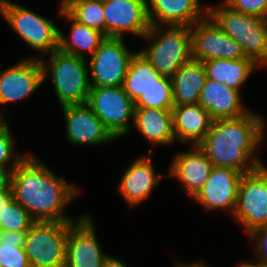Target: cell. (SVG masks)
<instances>
[{
    "label": "cell",
    "instance_id": "cell-21",
    "mask_svg": "<svg viewBox=\"0 0 267 267\" xmlns=\"http://www.w3.org/2000/svg\"><path fill=\"white\" fill-rule=\"evenodd\" d=\"M171 111L175 139L183 143L192 140L198 145L212 123L209 113L200 104L174 106Z\"/></svg>",
    "mask_w": 267,
    "mask_h": 267
},
{
    "label": "cell",
    "instance_id": "cell-32",
    "mask_svg": "<svg viewBox=\"0 0 267 267\" xmlns=\"http://www.w3.org/2000/svg\"><path fill=\"white\" fill-rule=\"evenodd\" d=\"M9 127L2 118L0 119V167H5L11 153L13 152V142Z\"/></svg>",
    "mask_w": 267,
    "mask_h": 267
},
{
    "label": "cell",
    "instance_id": "cell-25",
    "mask_svg": "<svg viewBox=\"0 0 267 267\" xmlns=\"http://www.w3.org/2000/svg\"><path fill=\"white\" fill-rule=\"evenodd\" d=\"M207 78L213 81L226 84L229 88L239 91L257 65L250 58L236 60L215 59L203 62Z\"/></svg>",
    "mask_w": 267,
    "mask_h": 267
},
{
    "label": "cell",
    "instance_id": "cell-12",
    "mask_svg": "<svg viewBox=\"0 0 267 267\" xmlns=\"http://www.w3.org/2000/svg\"><path fill=\"white\" fill-rule=\"evenodd\" d=\"M147 0H105L103 2L106 37H122L132 32L144 37L150 29Z\"/></svg>",
    "mask_w": 267,
    "mask_h": 267
},
{
    "label": "cell",
    "instance_id": "cell-17",
    "mask_svg": "<svg viewBox=\"0 0 267 267\" xmlns=\"http://www.w3.org/2000/svg\"><path fill=\"white\" fill-rule=\"evenodd\" d=\"M67 138L72 144H99L115 139L86 104L62 106Z\"/></svg>",
    "mask_w": 267,
    "mask_h": 267
},
{
    "label": "cell",
    "instance_id": "cell-18",
    "mask_svg": "<svg viewBox=\"0 0 267 267\" xmlns=\"http://www.w3.org/2000/svg\"><path fill=\"white\" fill-rule=\"evenodd\" d=\"M198 104L212 120L233 119L248 113L241 105L239 91L208 78L199 94Z\"/></svg>",
    "mask_w": 267,
    "mask_h": 267
},
{
    "label": "cell",
    "instance_id": "cell-37",
    "mask_svg": "<svg viewBox=\"0 0 267 267\" xmlns=\"http://www.w3.org/2000/svg\"><path fill=\"white\" fill-rule=\"evenodd\" d=\"M95 1L104 2L105 0H63L62 4H77L82 2H95Z\"/></svg>",
    "mask_w": 267,
    "mask_h": 267
},
{
    "label": "cell",
    "instance_id": "cell-5",
    "mask_svg": "<svg viewBox=\"0 0 267 267\" xmlns=\"http://www.w3.org/2000/svg\"><path fill=\"white\" fill-rule=\"evenodd\" d=\"M51 79L61 107L84 104L90 92L85 58L55 50L51 52Z\"/></svg>",
    "mask_w": 267,
    "mask_h": 267
},
{
    "label": "cell",
    "instance_id": "cell-11",
    "mask_svg": "<svg viewBox=\"0 0 267 267\" xmlns=\"http://www.w3.org/2000/svg\"><path fill=\"white\" fill-rule=\"evenodd\" d=\"M195 26L190 27L191 59L204 62L247 58L240 44L223 32L208 15Z\"/></svg>",
    "mask_w": 267,
    "mask_h": 267
},
{
    "label": "cell",
    "instance_id": "cell-34",
    "mask_svg": "<svg viewBox=\"0 0 267 267\" xmlns=\"http://www.w3.org/2000/svg\"><path fill=\"white\" fill-rule=\"evenodd\" d=\"M25 157L17 156L15 161L12 163L11 170L6 171V168L0 167V191L1 190H11V178L12 171Z\"/></svg>",
    "mask_w": 267,
    "mask_h": 267
},
{
    "label": "cell",
    "instance_id": "cell-3",
    "mask_svg": "<svg viewBox=\"0 0 267 267\" xmlns=\"http://www.w3.org/2000/svg\"><path fill=\"white\" fill-rule=\"evenodd\" d=\"M207 13L223 32L240 44L245 57L256 64H267V19L233 10L225 2L218 8L207 7Z\"/></svg>",
    "mask_w": 267,
    "mask_h": 267
},
{
    "label": "cell",
    "instance_id": "cell-2",
    "mask_svg": "<svg viewBox=\"0 0 267 267\" xmlns=\"http://www.w3.org/2000/svg\"><path fill=\"white\" fill-rule=\"evenodd\" d=\"M263 126L262 119L251 112L238 118L212 120L205 138L197 146L214 167L246 174L263 165L254 158L244 168L262 139Z\"/></svg>",
    "mask_w": 267,
    "mask_h": 267
},
{
    "label": "cell",
    "instance_id": "cell-28",
    "mask_svg": "<svg viewBox=\"0 0 267 267\" xmlns=\"http://www.w3.org/2000/svg\"><path fill=\"white\" fill-rule=\"evenodd\" d=\"M61 10L66 11L78 23L97 30L106 36L103 2L62 4Z\"/></svg>",
    "mask_w": 267,
    "mask_h": 267
},
{
    "label": "cell",
    "instance_id": "cell-4",
    "mask_svg": "<svg viewBox=\"0 0 267 267\" xmlns=\"http://www.w3.org/2000/svg\"><path fill=\"white\" fill-rule=\"evenodd\" d=\"M71 222L36 221L23 245L31 267H65Z\"/></svg>",
    "mask_w": 267,
    "mask_h": 267
},
{
    "label": "cell",
    "instance_id": "cell-36",
    "mask_svg": "<svg viewBox=\"0 0 267 267\" xmlns=\"http://www.w3.org/2000/svg\"><path fill=\"white\" fill-rule=\"evenodd\" d=\"M101 267H127L125 264H123L120 260H116L113 257L107 256Z\"/></svg>",
    "mask_w": 267,
    "mask_h": 267
},
{
    "label": "cell",
    "instance_id": "cell-14",
    "mask_svg": "<svg viewBox=\"0 0 267 267\" xmlns=\"http://www.w3.org/2000/svg\"><path fill=\"white\" fill-rule=\"evenodd\" d=\"M147 3L148 19L150 22V29L144 36L151 40L159 37L161 29L156 23L162 22L169 26H188L203 20V16H207V8L200 10L199 0H149ZM151 5V8L149 7ZM153 10V11H152ZM204 12V13H203ZM206 14V15H204ZM154 18H157L156 20Z\"/></svg>",
    "mask_w": 267,
    "mask_h": 267
},
{
    "label": "cell",
    "instance_id": "cell-10",
    "mask_svg": "<svg viewBox=\"0 0 267 267\" xmlns=\"http://www.w3.org/2000/svg\"><path fill=\"white\" fill-rule=\"evenodd\" d=\"M131 54L122 37H106L89 60L91 87L122 86L129 68Z\"/></svg>",
    "mask_w": 267,
    "mask_h": 267
},
{
    "label": "cell",
    "instance_id": "cell-39",
    "mask_svg": "<svg viewBox=\"0 0 267 267\" xmlns=\"http://www.w3.org/2000/svg\"><path fill=\"white\" fill-rule=\"evenodd\" d=\"M177 267H206V266H204L202 263L200 264V263H198V264H192V265H189V266H184V265H182V264H178V266Z\"/></svg>",
    "mask_w": 267,
    "mask_h": 267
},
{
    "label": "cell",
    "instance_id": "cell-8",
    "mask_svg": "<svg viewBox=\"0 0 267 267\" xmlns=\"http://www.w3.org/2000/svg\"><path fill=\"white\" fill-rule=\"evenodd\" d=\"M233 216L247 233L267 225V168L264 165L241 177Z\"/></svg>",
    "mask_w": 267,
    "mask_h": 267
},
{
    "label": "cell",
    "instance_id": "cell-1",
    "mask_svg": "<svg viewBox=\"0 0 267 267\" xmlns=\"http://www.w3.org/2000/svg\"><path fill=\"white\" fill-rule=\"evenodd\" d=\"M12 198L35 221H74L63 215V207L77 189L59 179L33 156H26L12 171Z\"/></svg>",
    "mask_w": 267,
    "mask_h": 267
},
{
    "label": "cell",
    "instance_id": "cell-6",
    "mask_svg": "<svg viewBox=\"0 0 267 267\" xmlns=\"http://www.w3.org/2000/svg\"><path fill=\"white\" fill-rule=\"evenodd\" d=\"M0 12L33 49L46 53L58 50L60 30L54 26L53 21L8 0H0Z\"/></svg>",
    "mask_w": 267,
    "mask_h": 267
},
{
    "label": "cell",
    "instance_id": "cell-29",
    "mask_svg": "<svg viewBox=\"0 0 267 267\" xmlns=\"http://www.w3.org/2000/svg\"><path fill=\"white\" fill-rule=\"evenodd\" d=\"M36 221L17 201L11 198L0 213V231L27 232Z\"/></svg>",
    "mask_w": 267,
    "mask_h": 267
},
{
    "label": "cell",
    "instance_id": "cell-9",
    "mask_svg": "<svg viewBox=\"0 0 267 267\" xmlns=\"http://www.w3.org/2000/svg\"><path fill=\"white\" fill-rule=\"evenodd\" d=\"M160 39L140 53L164 77L174 73L191 59V35L188 26H169Z\"/></svg>",
    "mask_w": 267,
    "mask_h": 267
},
{
    "label": "cell",
    "instance_id": "cell-15",
    "mask_svg": "<svg viewBox=\"0 0 267 267\" xmlns=\"http://www.w3.org/2000/svg\"><path fill=\"white\" fill-rule=\"evenodd\" d=\"M48 66L43 60L21 61L0 73V104L27 97L44 81Z\"/></svg>",
    "mask_w": 267,
    "mask_h": 267
},
{
    "label": "cell",
    "instance_id": "cell-16",
    "mask_svg": "<svg viewBox=\"0 0 267 267\" xmlns=\"http://www.w3.org/2000/svg\"><path fill=\"white\" fill-rule=\"evenodd\" d=\"M242 173L231 168L213 167L210 176L194 196L207 209L229 208L234 214Z\"/></svg>",
    "mask_w": 267,
    "mask_h": 267
},
{
    "label": "cell",
    "instance_id": "cell-38",
    "mask_svg": "<svg viewBox=\"0 0 267 267\" xmlns=\"http://www.w3.org/2000/svg\"><path fill=\"white\" fill-rule=\"evenodd\" d=\"M240 267H267V265H263V264H249V263H242Z\"/></svg>",
    "mask_w": 267,
    "mask_h": 267
},
{
    "label": "cell",
    "instance_id": "cell-20",
    "mask_svg": "<svg viewBox=\"0 0 267 267\" xmlns=\"http://www.w3.org/2000/svg\"><path fill=\"white\" fill-rule=\"evenodd\" d=\"M150 158L142 157L134 160L123 175L119 184V191L130 206H134L146 199L158 185L163 174H155Z\"/></svg>",
    "mask_w": 267,
    "mask_h": 267
},
{
    "label": "cell",
    "instance_id": "cell-22",
    "mask_svg": "<svg viewBox=\"0 0 267 267\" xmlns=\"http://www.w3.org/2000/svg\"><path fill=\"white\" fill-rule=\"evenodd\" d=\"M206 79L203 62L190 59L184 63L171 78L174 106L198 104Z\"/></svg>",
    "mask_w": 267,
    "mask_h": 267
},
{
    "label": "cell",
    "instance_id": "cell-27",
    "mask_svg": "<svg viewBox=\"0 0 267 267\" xmlns=\"http://www.w3.org/2000/svg\"><path fill=\"white\" fill-rule=\"evenodd\" d=\"M27 232L0 231V267H31L23 245Z\"/></svg>",
    "mask_w": 267,
    "mask_h": 267
},
{
    "label": "cell",
    "instance_id": "cell-23",
    "mask_svg": "<svg viewBox=\"0 0 267 267\" xmlns=\"http://www.w3.org/2000/svg\"><path fill=\"white\" fill-rule=\"evenodd\" d=\"M162 86H172L171 78L162 76L143 54L135 53L122 84L123 90L135 102L150 87Z\"/></svg>",
    "mask_w": 267,
    "mask_h": 267
},
{
    "label": "cell",
    "instance_id": "cell-33",
    "mask_svg": "<svg viewBox=\"0 0 267 267\" xmlns=\"http://www.w3.org/2000/svg\"><path fill=\"white\" fill-rule=\"evenodd\" d=\"M260 235L258 243V258L261 261L260 264L267 265V225H263L253 229L249 235L254 238Z\"/></svg>",
    "mask_w": 267,
    "mask_h": 267
},
{
    "label": "cell",
    "instance_id": "cell-26",
    "mask_svg": "<svg viewBox=\"0 0 267 267\" xmlns=\"http://www.w3.org/2000/svg\"><path fill=\"white\" fill-rule=\"evenodd\" d=\"M62 16L68 17L73 23L71 26V40H67L61 31H59V50L74 55L77 57L85 58L82 50L93 53L98 49L101 42L106 38V36L94 30L86 25L78 23L74 20L66 11L61 10Z\"/></svg>",
    "mask_w": 267,
    "mask_h": 267
},
{
    "label": "cell",
    "instance_id": "cell-13",
    "mask_svg": "<svg viewBox=\"0 0 267 267\" xmlns=\"http://www.w3.org/2000/svg\"><path fill=\"white\" fill-rule=\"evenodd\" d=\"M77 223V224H76ZM89 216L71 221L66 242L65 267H101L107 255L101 252Z\"/></svg>",
    "mask_w": 267,
    "mask_h": 267
},
{
    "label": "cell",
    "instance_id": "cell-7",
    "mask_svg": "<svg viewBox=\"0 0 267 267\" xmlns=\"http://www.w3.org/2000/svg\"><path fill=\"white\" fill-rule=\"evenodd\" d=\"M86 104L114 138L128 133L127 121L134 119L135 103L122 86L91 87Z\"/></svg>",
    "mask_w": 267,
    "mask_h": 267
},
{
    "label": "cell",
    "instance_id": "cell-35",
    "mask_svg": "<svg viewBox=\"0 0 267 267\" xmlns=\"http://www.w3.org/2000/svg\"><path fill=\"white\" fill-rule=\"evenodd\" d=\"M12 198V190L0 191V213L5 208L8 201Z\"/></svg>",
    "mask_w": 267,
    "mask_h": 267
},
{
    "label": "cell",
    "instance_id": "cell-31",
    "mask_svg": "<svg viewBox=\"0 0 267 267\" xmlns=\"http://www.w3.org/2000/svg\"><path fill=\"white\" fill-rule=\"evenodd\" d=\"M224 2L238 12L267 19V0H225Z\"/></svg>",
    "mask_w": 267,
    "mask_h": 267
},
{
    "label": "cell",
    "instance_id": "cell-24",
    "mask_svg": "<svg viewBox=\"0 0 267 267\" xmlns=\"http://www.w3.org/2000/svg\"><path fill=\"white\" fill-rule=\"evenodd\" d=\"M134 125L151 142L170 144L175 140L171 110L135 108Z\"/></svg>",
    "mask_w": 267,
    "mask_h": 267
},
{
    "label": "cell",
    "instance_id": "cell-30",
    "mask_svg": "<svg viewBox=\"0 0 267 267\" xmlns=\"http://www.w3.org/2000/svg\"><path fill=\"white\" fill-rule=\"evenodd\" d=\"M134 103L135 108L172 110L174 107L172 86L150 87Z\"/></svg>",
    "mask_w": 267,
    "mask_h": 267
},
{
    "label": "cell",
    "instance_id": "cell-19",
    "mask_svg": "<svg viewBox=\"0 0 267 267\" xmlns=\"http://www.w3.org/2000/svg\"><path fill=\"white\" fill-rule=\"evenodd\" d=\"M203 151L194 145V150L178 154L170 167V175L178 178L191 196H195L207 181L213 169Z\"/></svg>",
    "mask_w": 267,
    "mask_h": 267
}]
</instances>
